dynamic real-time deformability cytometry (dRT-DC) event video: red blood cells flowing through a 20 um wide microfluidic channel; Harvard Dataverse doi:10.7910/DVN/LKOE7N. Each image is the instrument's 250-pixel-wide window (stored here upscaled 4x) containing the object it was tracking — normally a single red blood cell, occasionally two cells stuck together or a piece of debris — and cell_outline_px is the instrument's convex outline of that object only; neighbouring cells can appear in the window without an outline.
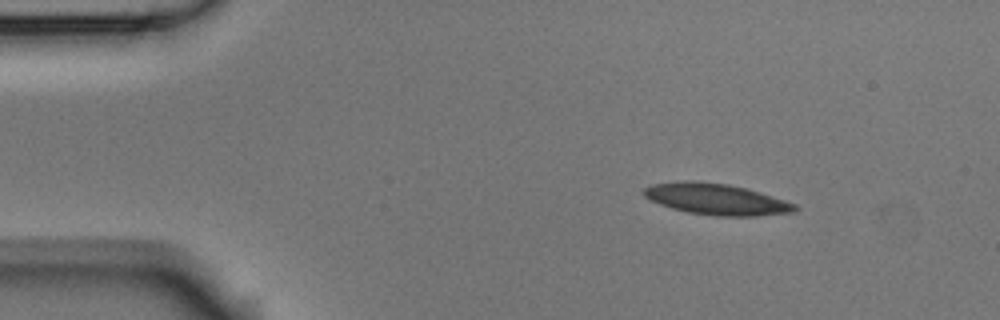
{"species": "Egyptian fruit bat (a non-hibernating species)", "species_latin": "Rousettus aegyptiacus", "temperature_condition": "room temperature", "stored_images_in_passage": 48, "segment_of_instrument_passage": [1, 2], "camera_frame_rate_fps": 3000, "um_per_image_px": 0.085, "animal": {"sex": "male"}, "frame": {"image": 1, "passage_image": 1, "time_ms": 0.0, "image_size_px": [1000, 320], "cell_outline_px": [[800, 208], [792, 212], [756, 216], [716, 216], [688, 212], [672, 208], [660, 204], [644, 196], [644, 188], [652, 184], [684, 180], [696, 180], [728, 184], [760, 192], [796, 204]], "centroid_in_image_um": [60.89, 16.92], "position_along_channel_um": 24.1, "area_um2": 27.34}}
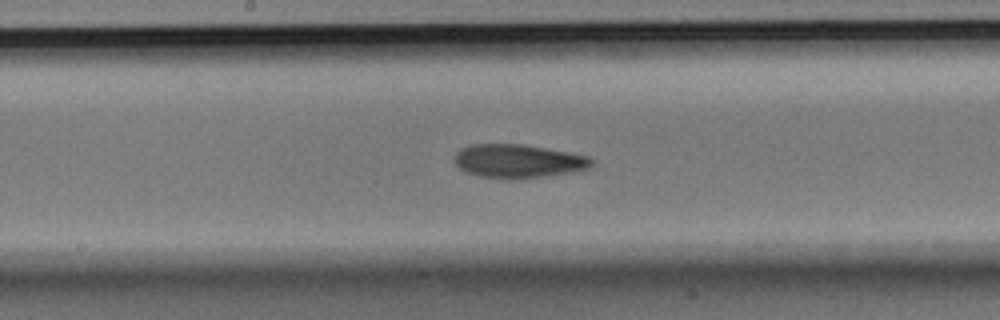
{"frame": {"image": 2, "passage_image": 21, "time_ms": 6.667, "image_size_px": [1000, 320], "cell_outline_px": [[592, 164], [588, 168], [568, 172], [520, 180], [508, 180], [480, 176], [464, 172], [456, 164], [456, 152], [460, 148], [472, 144], [524, 144], [568, 152], [588, 156], [592, 160]], "centroid_in_image_um": [44.0, 13.7], "position_along_channel_um": 204.2, "area_um2": 26.88}}
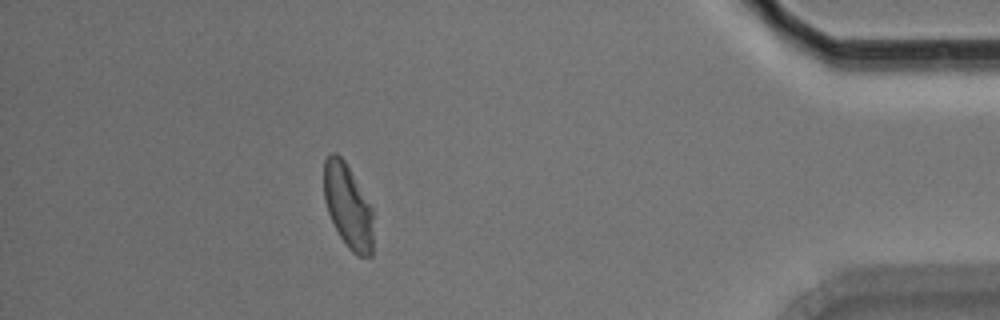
{"frame": {"image": 3, "passage_image": 41, "time_ms": 13.333, "image_size_px": [1000, 320], "cell_outline_px": [[372, 256], [356, 256], [348, 248], [340, 236], [328, 212], [324, 200], [324, 160], [332, 152], [336, 152], [344, 160], [372, 208]], "centroid_in_image_um": [29.56, 17.53], "position_along_channel_um": 405.6, "area_um2": 23.87}}